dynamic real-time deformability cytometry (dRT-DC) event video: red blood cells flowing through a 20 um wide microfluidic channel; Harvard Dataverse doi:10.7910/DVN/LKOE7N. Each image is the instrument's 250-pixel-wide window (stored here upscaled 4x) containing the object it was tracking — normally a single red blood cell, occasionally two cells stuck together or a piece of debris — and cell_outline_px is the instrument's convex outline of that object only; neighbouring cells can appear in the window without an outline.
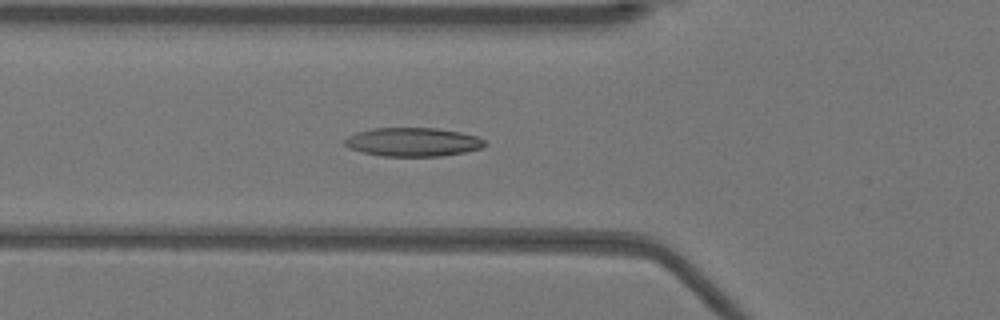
{"species": "Egyptian fruit bat (a non-hibernating species)", "species_latin": "Rousettus aegyptiacus", "temperature_condition": "warm", "stored_images_in_passage": 51, "camera_frame_rate_fps": 3000, "um_per_image_px": 0.085, "animal": {"sex": "female"}, "frame": {"image": 1, "passage_image": 18, "time_ms": 5.667, "image_size_px": [1000, 320], "cell_outline_px": [[484, 144], [480, 148], [464, 152], [440, 156], [384, 156], [364, 152], [348, 148], [344, 144], [344, 140], [348, 136], [356, 132], [372, 128], [436, 128], [460, 132], [476, 136], [484, 140]], "centroid_in_image_um": [35.05, 12.06], "position_along_channel_um": 90.7, "area_um2": 23.24}}
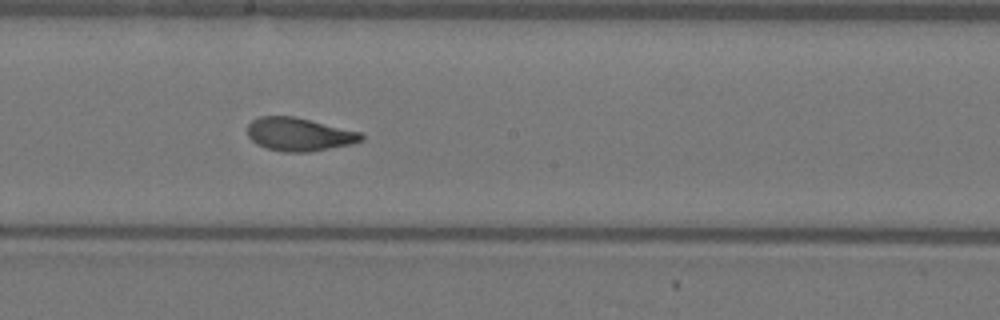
{"frame": {"image": 2, "passage_image": 28, "time_ms": 9.0, "image_size_px": [1000, 320], "cell_outline_px": [[364, 140], [352, 144], [308, 152], [284, 152], [268, 148], [256, 144], [248, 136], [248, 124], [252, 120], [260, 116], [296, 116], [360, 132], [364, 136]], "centroid_in_image_um": [25.43, 11.41], "position_along_channel_um": 222.8, "area_um2": 22.08}}
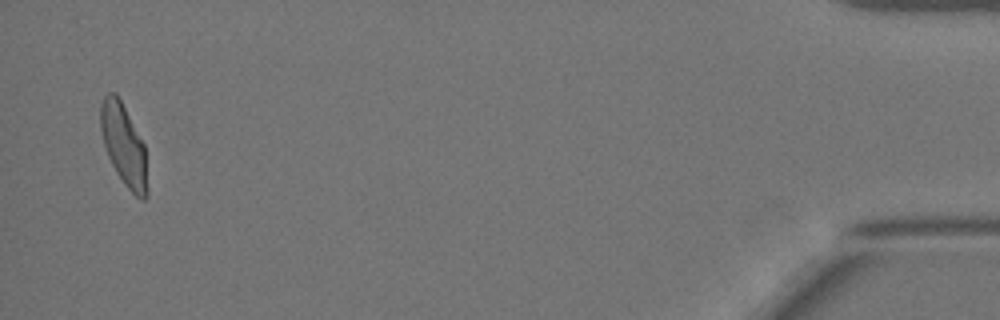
{"frame": {"image": 3, "passage_image": 50, "time_ms": 16.333, "image_size_px": [1000, 320], "cell_outline_px": [[148, 196], [144, 200], [140, 200], [124, 184], [116, 172], [108, 156], [104, 144], [100, 128], [100, 104], [104, 96], [108, 92], [116, 92], [144, 144], [148, 192]], "centroid_in_image_um": [10.51, 12.34], "position_along_channel_um": 424.7, "area_um2": 22.08}, "authors_computed_cell_mechanics": {"area_um2": 22.6576, "velocity_mm_per_s": 3.9395, "shape_relaxation_time_tau1_ms": 4.608, "shape_relaxation_time_tau2_ms": 1.3185, "deformation_change_tau1": 0.1812, "deformation_change_tau2": 0.0806}}